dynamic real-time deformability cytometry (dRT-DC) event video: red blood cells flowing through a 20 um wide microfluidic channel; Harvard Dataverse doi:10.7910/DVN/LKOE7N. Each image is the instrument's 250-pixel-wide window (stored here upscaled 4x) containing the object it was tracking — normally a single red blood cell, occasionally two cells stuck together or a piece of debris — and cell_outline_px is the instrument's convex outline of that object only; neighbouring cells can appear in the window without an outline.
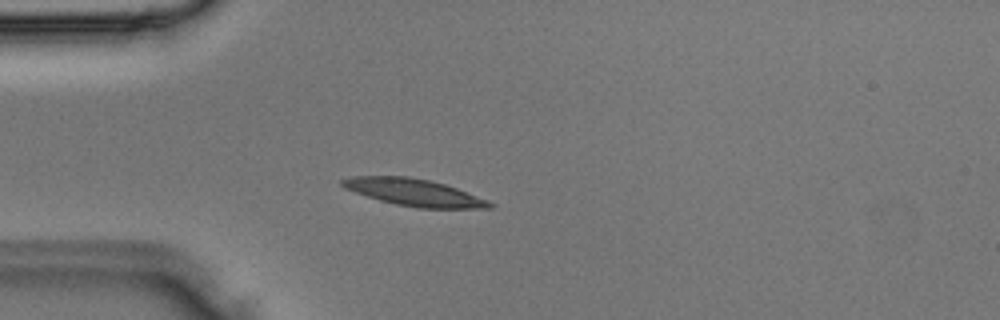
{"species": "Egyptian fruit bat (a non-hibernating species)", "species_latin": "Rousettus aegyptiacus", "temperature_condition": "room temperature", "stored_images_in_passage": 1, "camera_frame_rate_fps": 3000, "um_per_image_px": 0.085, "animal": {"sex": "male"}, "frame": {"image": 1, "passage_image": 1, "time_ms": 0.0, "image_size_px": [1000, 320], "cell_outline_px": [[496, 204], [492, 208], [416, 208], [396, 204], [380, 200], [344, 188], [340, 184], [340, 180], [352, 176], [408, 176], [428, 180], [444, 184], [456, 188], [488, 200]], "centroid_in_image_um": [35.2, 16.35], "position_along_channel_um": 49.8, "area_um2": 23.06}}